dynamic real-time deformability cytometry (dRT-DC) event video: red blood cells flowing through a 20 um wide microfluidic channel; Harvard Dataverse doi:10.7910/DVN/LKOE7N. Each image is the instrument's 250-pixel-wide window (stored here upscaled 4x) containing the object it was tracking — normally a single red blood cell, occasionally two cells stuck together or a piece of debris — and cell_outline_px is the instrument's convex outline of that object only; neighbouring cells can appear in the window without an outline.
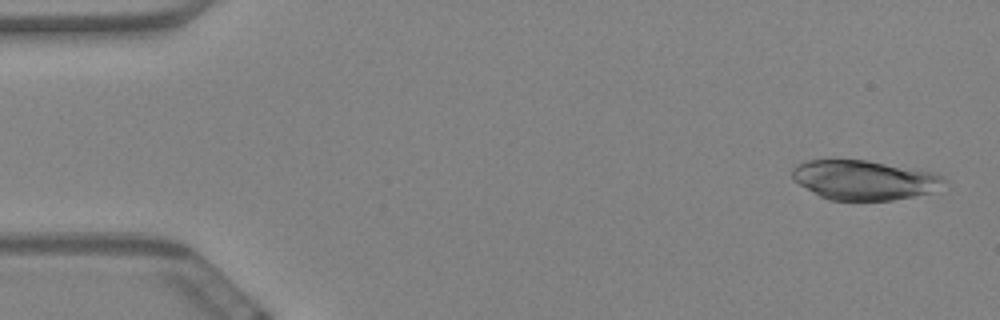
{"species": "Egyptian fruit bat (a non-hibernating species)", "species_latin": "Rousettus aegyptiacus", "temperature_condition": "warm", "stored_images_in_passage": 58, "camera_frame_rate_fps": 3000, "um_per_image_px": 0.085, "animal": {"sex": "female"}, "frame": {"image": 1, "passage_image": 2, "time_ms": 0.333, "image_size_px": [1000, 320], "cell_outline_px": [[948, 180], [928, 192], [912, 196], [892, 200], [828, 200], [820, 196], [800, 184], [792, 176], [792, 168], [796, 164], [808, 160], [868, 160], [936, 172], [944, 176]], "centroid_in_image_um": [73.45, 15.28], "position_along_channel_um": 11.5, "area_um2": 34.74}}
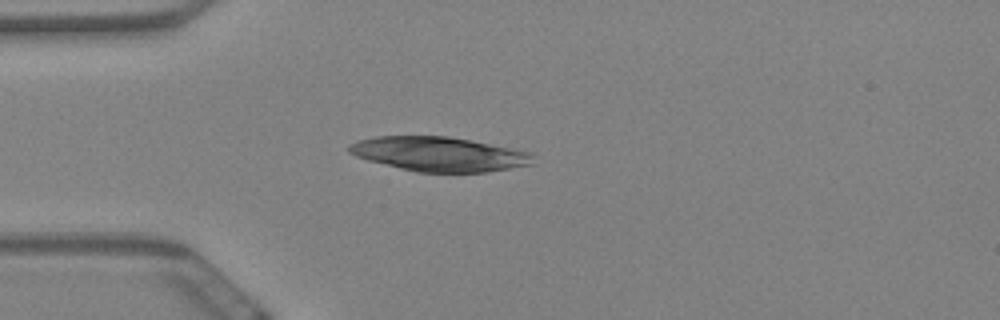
{"frame": {"image": 2, "passage_image": 15, "time_ms": 4.667, "image_size_px": [1000, 320], "cell_outline_px": [[536, 164], [488, 172], [416, 172], [368, 160], [356, 156], [348, 152], [348, 144], [360, 140], [376, 136], [448, 136], [520, 148], [532, 152]], "centroid_in_image_um": [37.43, 13.09], "position_along_channel_um": 47.6, "area_um2": 37.45}}